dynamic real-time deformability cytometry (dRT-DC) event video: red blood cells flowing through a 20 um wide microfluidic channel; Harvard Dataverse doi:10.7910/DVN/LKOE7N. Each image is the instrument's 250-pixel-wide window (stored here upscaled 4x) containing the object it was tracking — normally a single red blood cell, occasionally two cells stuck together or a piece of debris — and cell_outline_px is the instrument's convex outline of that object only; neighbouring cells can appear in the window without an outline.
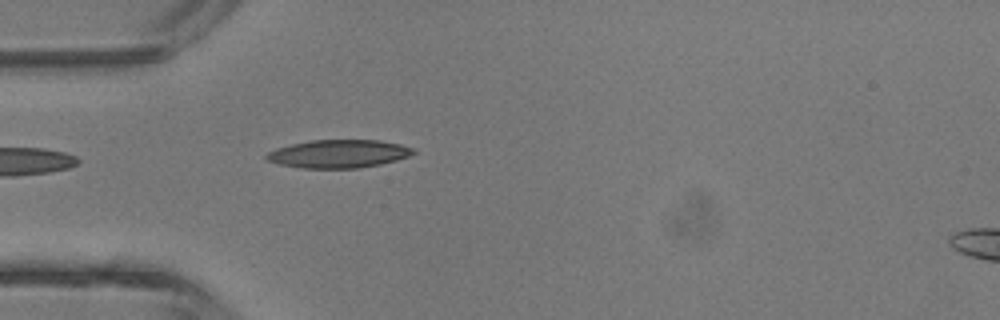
{"species": "common noctule bat (a hibernating species)", "species_latin": "Nyctalus noctula", "temperature_condition": "room temperature", "stored_images_in_passage": 3, "camera_frame_rate_fps": 3000, "um_per_image_px": 0.085, "animal": {"sex": "male", "body_mass_g": 13.3}, "frame": {"image": 1, "passage_image": 2, "time_ms": 2.0, "image_size_px": [1000, 320], "cell_outline_px": [[416, 152], [408, 156], [396, 160], [380, 164], [360, 168], [304, 168], [280, 164], [268, 160], [264, 156], [268, 152], [276, 148], [292, 144], [312, 140], [380, 140], [400, 144], [416, 148]], "centroid_in_image_um": [28.81, 13.07], "position_along_channel_um": 56.2, "area_um2": 23.99}}